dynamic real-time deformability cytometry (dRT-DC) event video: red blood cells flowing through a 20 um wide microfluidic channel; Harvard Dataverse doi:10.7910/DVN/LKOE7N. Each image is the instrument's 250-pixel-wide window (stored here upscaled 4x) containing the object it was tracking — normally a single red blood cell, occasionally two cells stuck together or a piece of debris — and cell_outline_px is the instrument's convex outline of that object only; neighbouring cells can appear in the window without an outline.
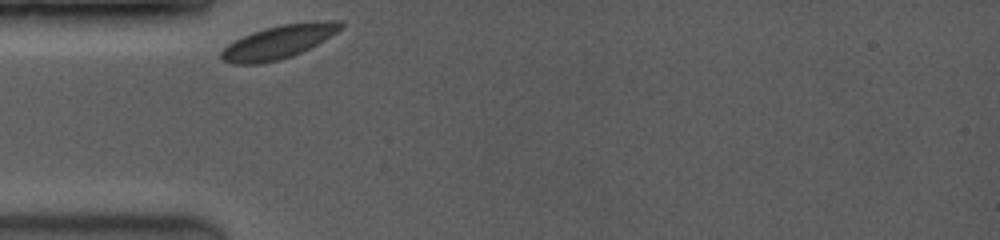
{"species": "common noctule bat (a hibernating species)", "species_latin": "Nyctalus noctula", "temperature_condition": "room temperature", "stored_images_in_passage": 34, "camera_frame_rate_fps": 3500, "um_per_image_px": 0.085, "animal": {"sex": "female", "body_mass_g": 19.0, "forearm_length_mm": 53.3}, "frame": {"image": 1, "passage_image": 1, "time_ms": 0.0, "image_size_px": [1000, 240], "cell_outline_px": [[344, 28], [324, 40], [292, 56], [280, 60], [260, 64], [232, 64], [220, 60], [220, 52], [228, 44], [252, 32], [264, 28], [280, 24], [312, 20], [344, 20]], "centroid_in_image_um": [23.72, 3.54], "position_along_channel_um": 61.3, "area_um2": 23.64}}
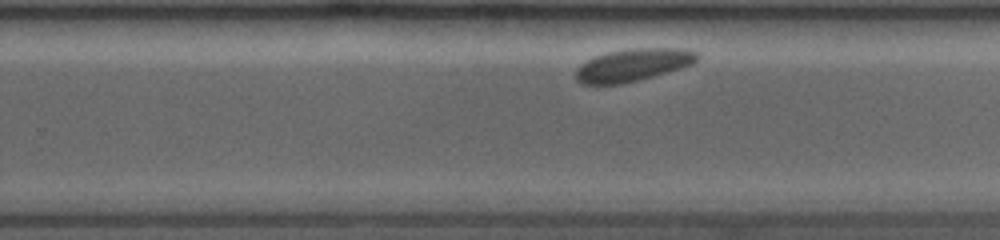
{"frame": {"image": 2, "passage_image": 22, "time_ms": 6.0, "image_size_px": [1000, 240], "cell_outline_px": [[700, 56], [692, 64], [680, 68], [652, 76], [620, 84], [580, 84], [576, 80], [576, 68], [580, 64], [596, 56], [608, 52], [628, 48], [684, 48], [700, 52]], "centroid_in_image_um": [53.81, 5.5], "position_along_channel_um": 276.0, "area_um2": 22.95}}
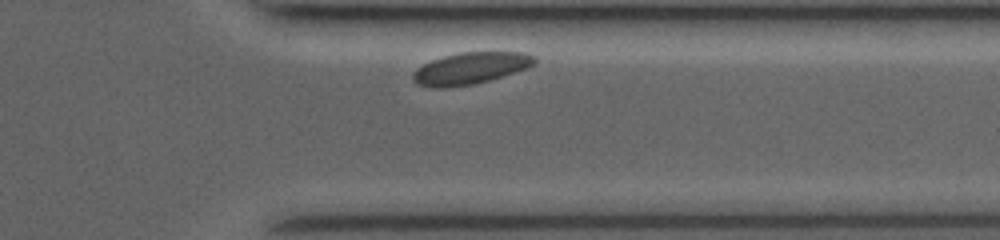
{"frame": {"image": 3, "passage_image": 31, "time_ms": 8.571, "image_size_px": [1000, 240], "cell_outline_px": [[536, 64], [528, 68], [488, 80], [472, 84], [444, 88], [432, 88], [416, 84], [412, 80], [412, 72], [416, 68], [432, 60], [444, 56], [460, 52], [524, 52], [536, 56]], "centroid_in_image_um": [39.97, 5.8], "position_along_channel_um": 371.4, "area_um2": 22.6}}